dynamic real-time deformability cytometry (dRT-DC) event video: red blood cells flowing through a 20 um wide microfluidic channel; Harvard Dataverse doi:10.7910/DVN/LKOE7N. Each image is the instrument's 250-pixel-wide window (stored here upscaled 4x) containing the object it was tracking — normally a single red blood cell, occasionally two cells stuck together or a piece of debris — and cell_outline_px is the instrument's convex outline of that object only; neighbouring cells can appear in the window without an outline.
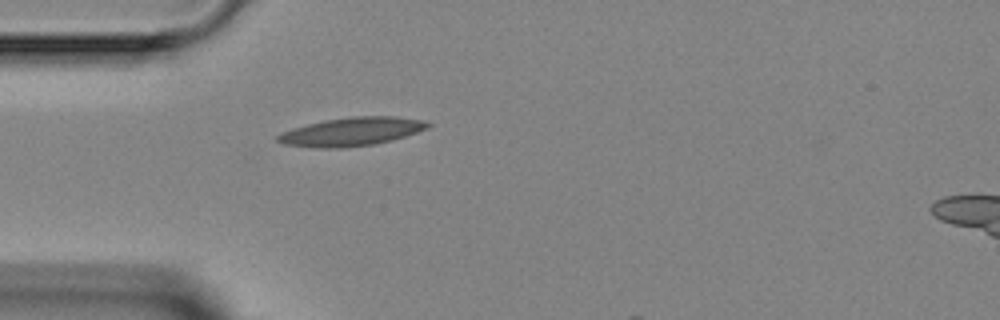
{"species": "Egyptian fruit bat (a non-hibernating species)", "species_latin": "Rousettus aegyptiacus", "temperature_condition": "room temperature", "stored_images_in_passage": 2, "camera_frame_rate_fps": 3000, "um_per_image_px": 0.085, "animal": {"sex": "female"}, "frame": {"image": 1, "passage_image": 1, "time_ms": 0.0, "image_size_px": [1000, 320], "cell_outline_px": [[432, 124], [428, 128], [392, 140], [376, 144], [340, 148], [316, 148], [284, 144], [276, 140], [276, 136], [292, 128], [324, 120], [352, 116], [396, 116], [424, 120]], "centroid_in_image_um": [29.9, 11.19], "position_along_channel_um": 55.1, "area_um2": 24.91}}